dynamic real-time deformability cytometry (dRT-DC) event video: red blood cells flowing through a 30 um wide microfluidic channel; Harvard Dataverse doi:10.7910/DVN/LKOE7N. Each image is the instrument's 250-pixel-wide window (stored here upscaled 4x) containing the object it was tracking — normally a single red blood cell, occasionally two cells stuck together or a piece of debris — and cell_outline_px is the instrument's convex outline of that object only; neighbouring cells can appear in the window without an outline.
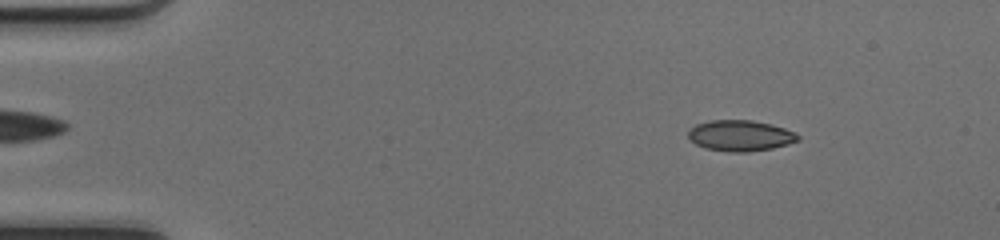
{"species": "common noctule bat (a hibernating species)", "species_latin": "Nyctalus noctula", "temperature_condition": "cold", "stored_images_in_passage": 48, "camera_frame_rate_fps": 3000, "um_per_image_px": 0.085, "animal": {"sex": "female", "body_mass_g": 17.0, "forearm_length_mm": 48.0}, "frame": {"image": 1, "passage_image": 6, "time_ms": 1.667, "image_size_px": [1000, 240], "cell_outline_px": [[800, 140], [788, 144], [772, 148], [748, 152], [732, 152], [704, 148], [696, 144], [688, 136], [688, 132], [696, 124], [712, 120], [752, 120], [784, 128], [800, 136]], "centroid_in_image_um": [62.92, 11.53], "position_along_channel_um": 22.1, "area_um2": 19.54}}
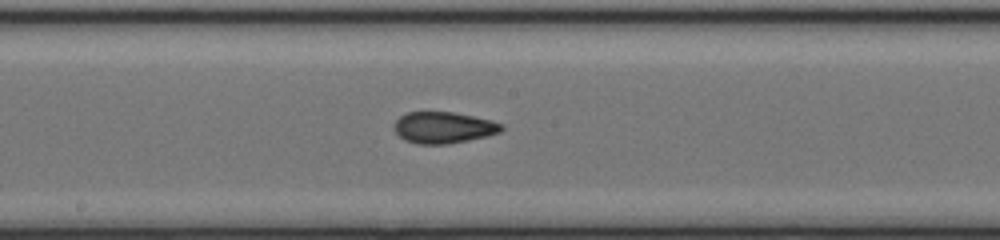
{"frame": {"image": 2, "passage_image": 26, "time_ms": 8.333, "image_size_px": [1000, 240], "cell_outline_px": [[504, 128], [500, 132], [468, 140], [448, 144], [416, 144], [404, 140], [392, 128], [396, 120], [400, 116], [408, 112], [452, 112], [492, 120], [504, 124]], "centroid_in_image_um": [37.68, 10.84], "position_along_channel_um": 210.5, "area_um2": 19.65}}
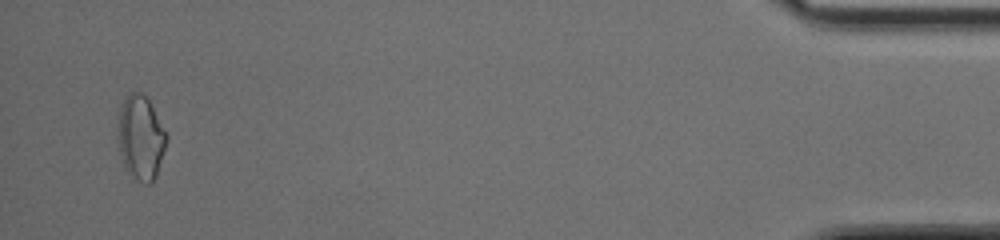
{"frame": {"image": 3, "passage_image": 47, "time_ms": 15.333, "image_size_px": [1000, 240], "cell_outline_px": [[168, 140], [156, 176], [148, 184], [144, 184], [128, 172], [124, 164], [120, 152], [120, 112], [124, 100], [128, 92], [140, 92], [152, 104], [168, 136]], "centroid_in_image_um": [12.02, 11.69], "position_along_channel_um": 423.2, "area_um2": 23.24}, "authors_computed_cell_mechanics": {"area_um2": 19.5364, "velocity_mm_per_s": 4.2031, "shape_relaxation_time_tau1_ms": null, "shape_relaxation_time_tau2_ms": 2.466, "deformation_change_tau1": null, "deformation_change_tau2": 0.0717}}